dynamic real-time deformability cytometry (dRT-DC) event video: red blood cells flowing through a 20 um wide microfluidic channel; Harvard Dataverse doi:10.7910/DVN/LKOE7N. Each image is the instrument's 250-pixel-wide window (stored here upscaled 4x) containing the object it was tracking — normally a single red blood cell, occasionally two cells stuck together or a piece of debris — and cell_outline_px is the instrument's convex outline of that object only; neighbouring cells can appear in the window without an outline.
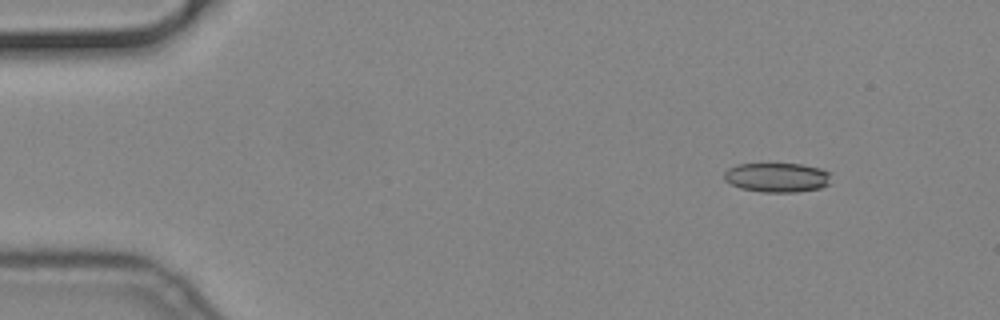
{"species": "common noctule bat (a hibernating species)", "species_latin": "Nyctalus noctula", "temperature_condition": "cold", "stored_images_in_passage": 57, "camera_frame_rate_fps": 3000, "um_per_image_px": 0.085, "animal": {"sex": "male", "body_mass_g": 19.2, "forearm_length_mm": 51.8}, "frame": {"image": 1, "passage_image": 7, "time_ms": 2.0, "image_size_px": [1000, 320], "cell_outline_px": [[832, 172], [828, 184], [820, 188], [796, 192], [760, 192], [740, 188], [724, 180], [724, 172], [728, 168], [740, 164], [800, 164], [820, 168]], "centroid_in_image_um": [66.06, 15.08], "position_along_channel_um": 18.9, "area_um2": 18.38}}
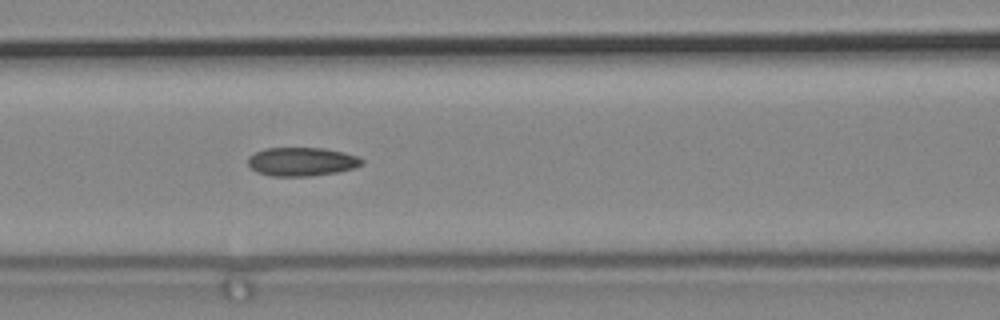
{"frame": {"image": 2, "passage_image": 25, "time_ms": 8.0, "image_size_px": [1000, 320], "cell_outline_px": [[364, 164], [356, 168], [336, 172], [312, 176], [272, 176], [256, 172], [248, 164], [248, 156], [264, 148], [324, 148], [344, 152], [360, 156], [364, 160]], "centroid_in_image_um": [25.69, 13.74], "position_along_channel_um": 140.9, "area_um2": 19.25}}
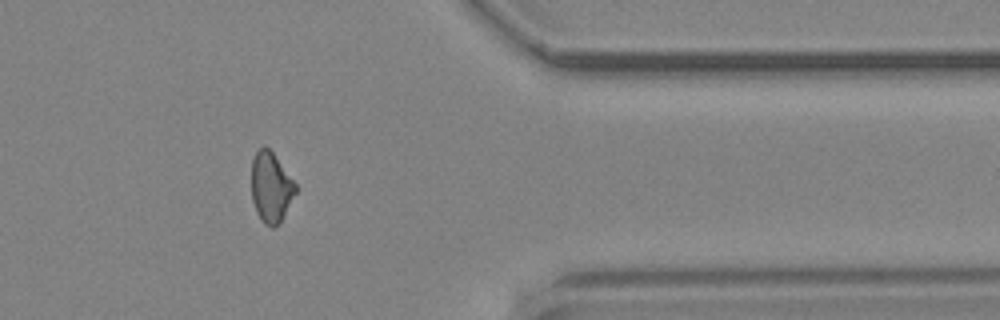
{"frame": {"image": 3, "passage_image": 47, "time_ms": 15.333, "image_size_px": [1000, 320], "cell_outline_px": [[296, 192], [280, 220], [272, 228], [264, 224], [260, 220], [256, 212], [252, 200], [252, 160], [256, 152], [264, 144], [272, 152], [296, 184]], "centroid_in_image_um": [23.0, 15.91], "position_along_channel_um": 388.4, "area_um2": 17.69}}